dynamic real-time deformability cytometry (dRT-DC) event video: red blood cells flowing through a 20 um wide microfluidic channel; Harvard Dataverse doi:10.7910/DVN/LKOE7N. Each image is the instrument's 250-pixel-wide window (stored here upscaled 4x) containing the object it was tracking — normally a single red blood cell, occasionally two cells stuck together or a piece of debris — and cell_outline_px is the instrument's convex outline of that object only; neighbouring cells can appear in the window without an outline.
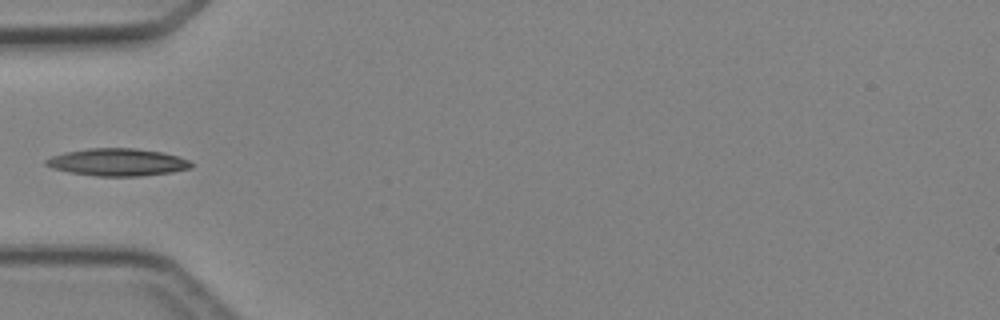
{"species": "Egyptian fruit bat (a non-hibernating species)", "species_latin": "Rousettus aegyptiacus", "temperature_condition": "cold", "stored_images_in_passage": 5, "camera_frame_rate_fps": 3000, "um_per_image_px": 0.085, "animal": {"sex": "female"}, "frame": {"image": 1, "passage_image": 4, "time_ms": 4.333, "image_size_px": [1000, 320], "cell_outline_px": [[192, 168], [172, 172], [140, 176], [96, 176], [68, 172], [52, 168], [44, 164], [44, 160], [52, 156], [64, 152], [88, 148], [136, 148], [160, 152], [176, 156], [188, 160], [192, 164]], "centroid_in_image_um": [9.95, 13.79], "position_along_channel_um": 75.1, "area_um2": 23.18}}
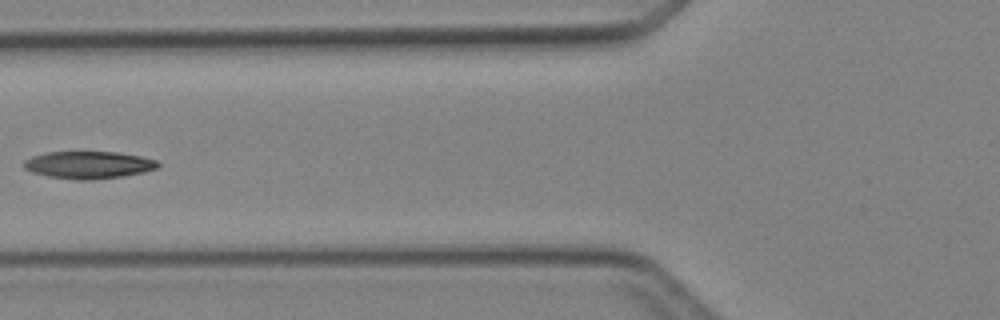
{"frame": {"image": 2, "passage_image": 5, "time_ms": 5.333, "image_size_px": [1000, 320], "cell_outline_px": [[160, 164], [156, 168], [144, 172], [124, 176], [92, 180], [76, 180], [48, 176], [32, 172], [24, 168], [24, 160], [32, 156], [44, 152], [116, 152], [140, 156], [156, 160]], "centroid_in_image_um": [7.51, 14.02], "position_along_channel_um": 118.3, "area_um2": 21.39}}